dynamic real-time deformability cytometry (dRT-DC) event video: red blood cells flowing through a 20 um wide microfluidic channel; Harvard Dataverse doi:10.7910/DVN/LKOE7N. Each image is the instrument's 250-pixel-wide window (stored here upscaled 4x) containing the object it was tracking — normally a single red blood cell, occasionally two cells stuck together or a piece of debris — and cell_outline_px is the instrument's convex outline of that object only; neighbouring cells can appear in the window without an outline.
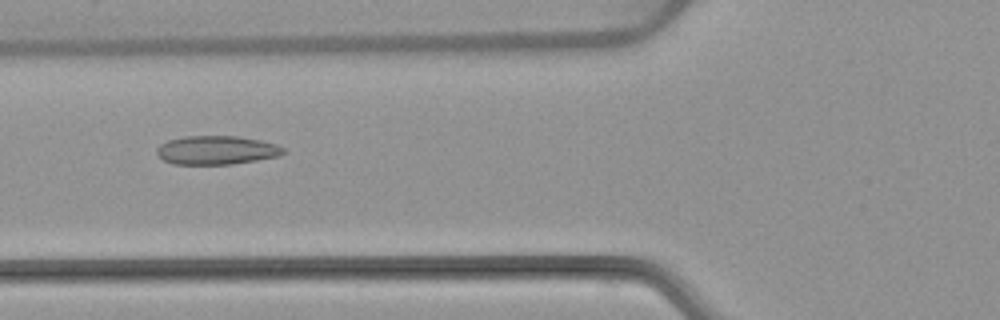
{"species": "common noctule bat (a hibernating species)", "species_latin": "Nyctalus noctula", "temperature_condition": "warm", "stored_images_in_passage": 3, "camera_frame_rate_fps": 3000, "um_per_image_px": 0.085, "animal": {"sex": "female", "body_mass_g": 22.7, "forearm_length_mm": 54.2}, "frame": {"image": 1, "passage_image": 2, "time_ms": 1.0, "image_size_px": [1000, 320], "cell_outline_px": [[288, 152], [280, 156], [232, 164], [172, 164], [164, 160], [156, 152], [156, 148], [160, 144], [168, 140], [184, 136], [236, 136], [260, 140], [276, 144], [284, 148]], "centroid_in_image_um": [18.42, 12.76], "position_along_channel_um": 107.4, "area_um2": 21.27}}
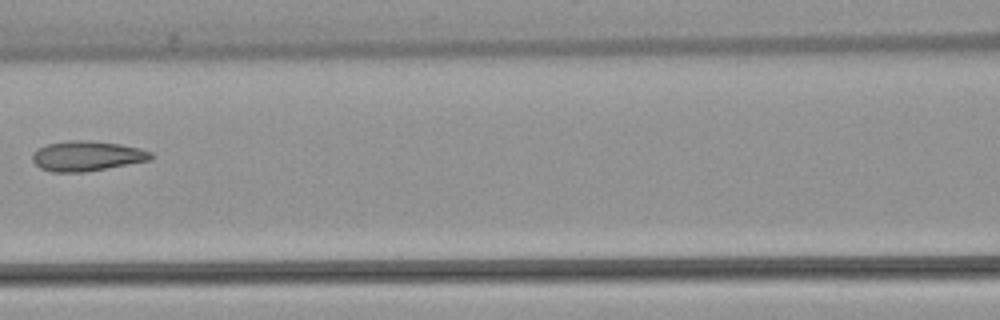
{"frame": {"image": 2, "passage_image": 3, "time_ms": 2.333, "image_size_px": [1000, 320], "cell_outline_px": [[156, 156], [152, 160], [84, 172], [52, 172], [40, 168], [32, 160], [32, 156], [36, 148], [48, 144], [68, 140], [84, 140], [120, 144], [140, 148], [152, 152]], "centroid_in_image_um": [7.41, 13.26], "position_along_channel_um": 159.2, "area_um2": 20.87}}